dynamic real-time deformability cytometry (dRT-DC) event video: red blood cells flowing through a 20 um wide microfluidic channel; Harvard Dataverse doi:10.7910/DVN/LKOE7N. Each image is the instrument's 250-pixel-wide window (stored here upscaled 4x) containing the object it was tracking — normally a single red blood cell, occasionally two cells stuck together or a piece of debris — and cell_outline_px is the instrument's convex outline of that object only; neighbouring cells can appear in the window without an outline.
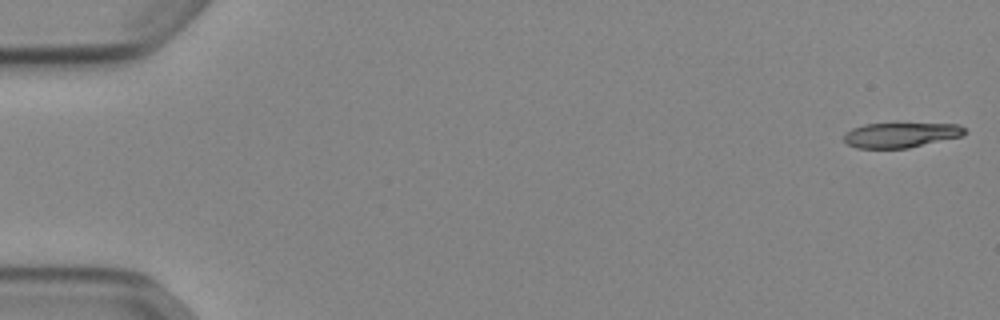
{"species": "Egyptian fruit bat (a non-hibernating species)", "species_latin": "Rousettus aegyptiacus", "temperature_condition": "cold", "stored_images_in_passage": 52, "camera_frame_rate_fps": 3000, "um_per_image_px": 0.085, "animal": {"sex": "female"}, "frame": {"image": 1, "passage_image": 1, "time_ms": 0.0, "image_size_px": [1000, 320], "cell_outline_px": [[968, 132], [960, 136], [908, 148], [856, 148], [848, 144], [844, 140], [844, 132], [852, 128], [864, 124], [960, 124]], "centroid_in_image_um": [76.53, 11.47], "position_along_channel_um": 8.5, "area_um2": 17.4}}
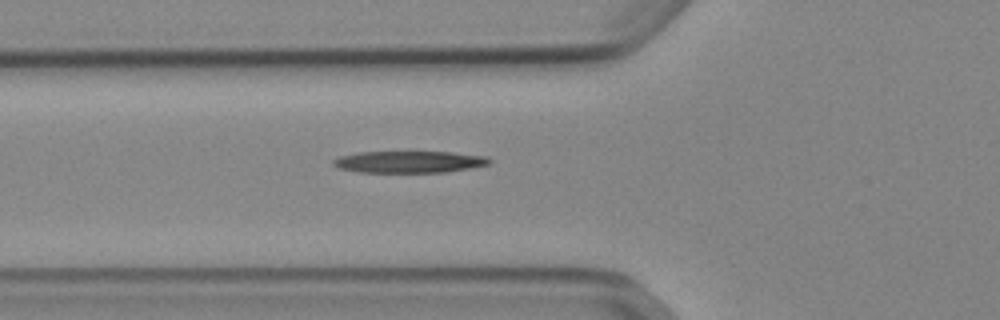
{"frame": {"image": 2, "passage_image": 19, "time_ms": 6.0, "image_size_px": [1000, 320], "cell_outline_px": [[492, 160], [488, 164], [468, 168], [444, 172], [360, 172], [340, 168], [332, 164], [332, 160], [340, 156], [360, 152], [452, 152], [488, 156]], "centroid_in_image_um": [34.79, 13.75], "position_along_channel_um": 91.0, "area_um2": 19.65}}
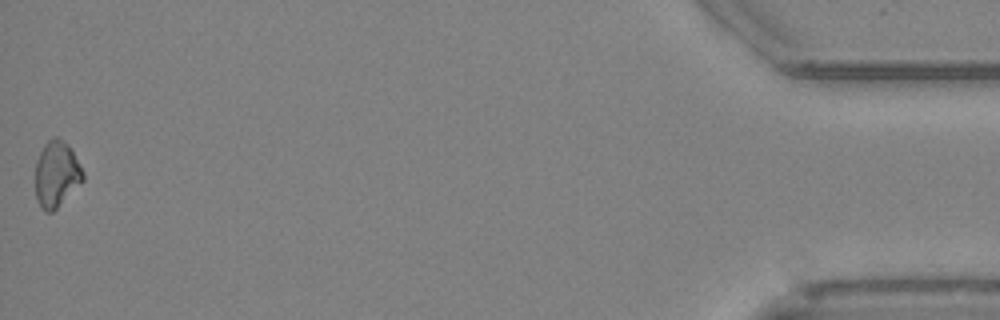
{"frame": {"image": 3, "passage_image": 52, "time_ms": 17.0, "image_size_px": [1000, 320], "cell_outline_px": [[84, 180], [52, 212], [44, 212], [36, 200], [36, 160], [44, 144], [52, 136], [56, 136], [72, 148], [84, 172]], "centroid_in_image_um": [4.8, 14.78], "position_along_channel_um": 430.4, "area_um2": 18.38}, "authors_computed_cell_mechanics": {"area_um2": 19.2763, "velocity_mm_per_s": 3.9089, "shape_relaxation_time_tau1_ms": 3.8792, "shape_relaxation_time_tau2_ms": null, "deformation_change_tau1": 0.1204, "deformation_change_tau2": null}}